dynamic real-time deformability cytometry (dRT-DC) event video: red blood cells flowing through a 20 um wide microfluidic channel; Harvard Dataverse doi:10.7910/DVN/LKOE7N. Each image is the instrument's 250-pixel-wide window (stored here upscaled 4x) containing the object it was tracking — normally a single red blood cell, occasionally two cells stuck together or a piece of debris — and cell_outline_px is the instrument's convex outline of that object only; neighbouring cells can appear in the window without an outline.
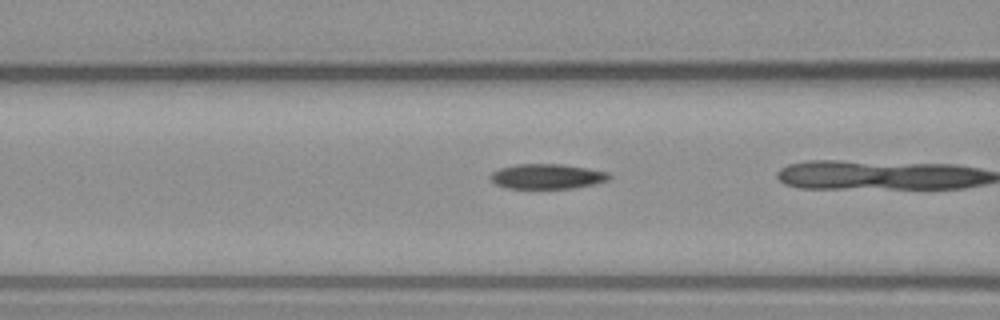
{"species": "common noctule bat (a hibernating species)", "species_latin": "Nyctalus noctula", "temperature_condition": "warm", "stored_images_in_passage": 16, "camera_frame_rate_fps": 3000, "um_per_image_px": 0.085, "animal": {"sex": "male", "body_mass_g": 23.1, "forearm_length_mm": 52.7}, "frame": {"image": 1, "passage_image": 5, "time_ms": 1.333, "image_size_px": [1000, 320], "cell_outline_px": [[612, 176], [608, 180], [596, 184], [572, 188], [508, 188], [496, 184], [488, 176], [492, 172], [500, 168], [516, 164], [560, 164], [588, 168], [608, 172]], "centroid_in_image_um": [46.52, 14.99], "position_along_channel_um": 120.1, "area_um2": 17.28}}